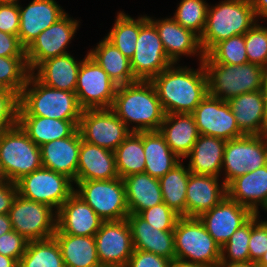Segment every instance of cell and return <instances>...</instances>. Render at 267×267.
Masks as SVG:
<instances>
[{"label": "cell", "instance_id": "23", "mask_svg": "<svg viewBox=\"0 0 267 267\" xmlns=\"http://www.w3.org/2000/svg\"><path fill=\"white\" fill-rule=\"evenodd\" d=\"M81 134L77 129L67 138L40 146L42 166L76 181Z\"/></svg>", "mask_w": 267, "mask_h": 267}, {"label": "cell", "instance_id": "8", "mask_svg": "<svg viewBox=\"0 0 267 267\" xmlns=\"http://www.w3.org/2000/svg\"><path fill=\"white\" fill-rule=\"evenodd\" d=\"M74 192L90 205L104 221L127 219L129 210L123 179L85 180L74 182Z\"/></svg>", "mask_w": 267, "mask_h": 267}, {"label": "cell", "instance_id": "34", "mask_svg": "<svg viewBox=\"0 0 267 267\" xmlns=\"http://www.w3.org/2000/svg\"><path fill=\"white\" fill-rule=\"evenodd\" d=\"M65 267H101L94 236L55 233Z\"/></svg>", "mask_w": 267, "mask_h": 267}, {"label": "cell", "instance_id": "36", "mask_svg": "<svg viewBox=\"0 0 267 267\" xmlns=\"http://www.w3.org/2000/svg\"><path fill=\"white\" fill-rule=\"evenodd\" d=\"M181 162L158 180L163 202L180 217H186V188L190 171Z\"/></svg>", "mask_w": 267, "mask_h": 267}, {"label": "cell", "instance_id": "45", "mask_svg": "<svg viewBox=\"0 0 267 267\" xmlns=\"http://www.w3.org/2000/svg\"><path fill=\"white\" fill-rule=\"evenodd\" d=\"M139 215L151 226L161 231H173L177 220L180 218L164 202L143 210Z\"/></svg>", "mask_w": 267, "mask_h": 267}, {"label": "cell", "instance_id": "21", "mask_svg": "<svg viewBox=\"0 0 267 267\" xmlns=\"http://www.w3.org/2000/svg\"><path fill=\"white\" fill-rule=\"evenodd\" d=\"M218 181L216 176L190 172L186 188V217L199 218L224 199L226 185Z\"/></svg>", "mask_w": 267, "mask_h": 267}, {"label": "cell", "instance_id": "2", "mask_svg": "<svg viewBox=\"0 0 267 267\" xmlns=\"http://www.w3.org/2000/svg\"><path fill=\"white\" fill-rule=\"evenodd\" d=\"M131 132L159 131L165 117L151 81L137 80L117 86L110 108ZM132 122L135 124L130 128Z\"/></svg>", "mask_w": 267, "mask_h": 267}, {"label": "cell", "instance_id": "29", "mask_svg": "<svg viewBox=\"0 0 267 267\" xmlns=\"http://www.w3.org/2000/svg\"><path fill=\"white\" fill-rule=\"evenodd\" d=\"M83 60L77 61L70 53L43 61L32 74L44 85L75 92L78 72Z\"/></svg>", "mask_w": 267, "mask_h": 267}, {"label": "cell", "instance_id": "4", "mask_svg": "<svg viewBox=\"0 0 267 267\" xmlns=\"http://www.w3.org/2000/svg\"><path fill=\"white\" fill-rule=\"evenodd\" d=\"M249 0H224L208 6L206 25L199 38L206 55L217 43L236 35H244L257 22Z\"/></svg>", "mask_w": 267, "mask_h": 267}, {"label": "cell", "instance_id": "46", "mask_svg": "<svg viewBox=\"0 0 267 267\" xmlns=\"http://www.w3.org/2000/svg\"><path fill=\"white\" fill-rule=\"evenodd\" d=\"M18 107L19 96L11 90L0 88V135L17 124Z\"/></svg>", "mask_w": 267, "mask_h": 267}, {"label": "cell", "instance_id": "20", "mask_svg": "<svg viewBox=\"0 0 267 267\" xmlns=\"http://www.w3.org/2000/svg\"><path fill=\"white\" fill-rule=\"evenodd\" d=\"M65 14L66 12L55 0H33L24 8L19 4L20 44L26 49L40 33Z\"/></svg>", "mask_w": 267, "mask_h": 267}, {"label": "cell", "instance_id": "48", "mask_svg": "<svg viewBox=\"0 0 267 267\" xmlns=\"http://www.w3.org/2000/svg\"><path fill=\"white\" fill-rule=\"evenodd\" d=\"M28 241L17 231H10L0 236V254L14 258L18 263L26 251Z\"/></svg>", "mask_w": 267, "mask_h": 267}, {"label": "cell", "instance_id": "13", "mask_svg": "<svg viewBox=\"0 0 267 267\" xmlns=\"http://www.w3.org/2000/svg\"><path fill=\"white\" fill-rule=\"evenodd\" d=\"M267 165V145L262 135H244L226 142L222 169L227 186L233 179Z\"/></svg>", "mask_w": 267, "mask_h": 267}, {"label": "cell", "instance_id": "47", "mask_svg": "<svg viewBox=\"0 0 267 267\" xmlns=\"http://www.w3.org/2000/svg\"><path fill=\"white\" fill-rule=\"evenodd\" d=\"M259 215L252 216V229L249 239L250 261L258 262L267 251V224L259 220Z\"/></svg>", "mask_w": 267, "mask_h": 267}, {"label": "cell", "instance_id": "12", "mask_svg": "<svg viewBox=\"0 0 267 267\" xmlns=\"http://www.w3.org/2000/svg\"><path fill=\"white\" fill-rule=\"evenodd\" d=\"M117 85L107 72L88 53L83 58L77 77L75 93L80 107L86 109H110Z\"/></svg>", "mask_w": 267, "mask_h": 267}, {"label": "cell", "instance_id": "27", "mask_svg": "<svg viewBox=\"0 0 267 267\" xmlns=\"http://www.w3.org/2000/svg\"><path fill=\"white\" fill-rule=\"evenodd\" d=\"M159 132L164 136L169 148L182 160L192 150L200 136L192 114H165Z\"/></svg>", "mask_w": 267, "mask_h": 267}, {"label": "cell", "instance_id": "60", "mask_svg": "<svg viewBox=\"0 0 267 267\" xmlns=\"http://www.w3.org/2000/svg\"><path fill=\"white\" fill-rule=\"evenodd\" d=\"M7 179H6V177H5V174H4V172H3V169H2V167H1V164H0V182H2V181H6Z\"/></svg>", "mask_w": 267, "mask_h": 267}, {"label": "cell", "instance_id": "5", "mask_svg": "<svg viewBox=\"0 0 267 267\" xmlns=\"http://www.w3.org/2000/svg\"><path fill=\"white\" fill-rule=\"evenodd\" d=\"M203 64L208 78V94L224 101L244 93L260 90L267 77V69L254 63L243 65Z\"/></svg>", "mask_w": 267, "mask_h": 267}, {"label": "cell", "instance_id": "25", "mask_svg": "<svg viewBox=\"0 0 267 267\" xmlns=\"http://www.w3.org/2000/svg\"><path fill=\"white\" fill-rule=\"evenodd\" d=\"M127 221L134 249L152 252L170 260L175 259L173 231H161L146 222L139 214H129Z\"/></svg>", "mask_w": 267, "mask_h": 267}, {"label": "cell", "instance_id": "38", "mask_svg": "<svg viewBox=\"0 0 267 267\" xmlns=\"http://www.w3.org/2000/svg\"><path fill=\"white\" fill-rule=\"evenodd\" d=\"M18 267H65L56 239L28 241Z\"/></svg>", "mask_w": 267, "mask_h": 267}, {"label": "cell", "instance_id": "43", "mask_svg": "<svg viewBox=\"0 0 267 267\" xmlns=\"http://www.w3.org/2000/svg\"><path fill=\"white\" fill-rule=\"evenodd\" d=\"M251 229L252 217L239 229H237L229 240L221 247L220 264H233L250 261L248 246Z\"/></svg>", "mask_w": 267, "mask_h": 267}, {"label": "cell", "instance_id": "35", "mask_svg": "<svg viewBox=\"0 0 267 267\" xmlns=\"http://www.w3.org/2000/svg\"><path fill=\"white\" fill-rule=\"evenodd\" d=\"M97 44L95 49L93 48L88 52V55L107 72L117 86L137 81L132 72L131 61L118 48L106 38Z\"/></svg>", "mask_w": 267, "mask_h": 267}, {"label": "cell", "instance_id": "26", "mask_svg": "<svg viewBox=\"0 0 267 267\" xmlns=\"http://www.w3.org/2000/svg\"><path fill=\"white\" fill-rule=\"evenodd\" d=\"M227 196L259 214L267 203V165L233 179L227 186Z\"/></svg>", "mask_w": 267, "mask_h": 267}, {"label": "cell", "instance_id": "42", "mask_svg": "<svg viewBox=\"0 0 267 267\" xmlns=\"http://www.w3.org/2000/svg\"><path fill=\"white\" fill-rule=\"evenodd\" d=\"M208 6L204 0H181L172 18L200 38L206 25Z\"/></svg>", "mask_w": 267, "mask_h": 267}, {"label": "cell", "instance_id": "58", "mask_svg": "<svg viewBox=\"0 0 267 267\" xmlns=\"http://www.w3.org/2000/svg\"><path fill=\"white\" fill-rule=\"evenodd\" d=\"M260 90L263 96L264 112L267 122V77L265 78L262 88Z\"/></svg>", "mask_w": 267, "mask_h": 267}, {"label": "cell", "instance_id": "28", "mask_svg": "<svg viewBox=\"0 0 267 267\" xmlns=\"http://www.w3.org/2000/svg\"><path fill=\"white\" fill-rule=\"evenodd\" d=\"M228 104L244 135H262L267 127L261 90L230 98Z\"/></svg>", "mask_w": 267, "mask_h": 267}, {"label": "cell", "instance_id": "41", "mask_svg": "<svg viewBox=\"0 0 267 267\" xmlns=\"http://www.w3.org/2000/svg\"><path fill=\"white\" fill-rule=\"evenodd\" d=\"M30 74L26 57H0V88L20 96Z\"/></svg>", "mask_w": 267, "mask_h": 267}, {"label": "cell", "instance_id": "1", "mask_svg": "<svg viewBox=\"0 0 267 267\" xmlns=\"http://www.w3.org/2000/svg\"><path fill=\"white\" fill-rule=\"evenodd\" d=\"M197 70L170 65L152 80L165 114H191L208 94V78L203 62Z\"/></svg>", "mask_w": 267, "mask_h": 267}, {"label": "cell", "instance_id": "52", "mask_svg": "<svg viewBox=\"0 0 267 267\" xmlns=\"http://www.w3.org/2000/svg\"><path fill=\"white\" fill-rule=\"evenodd\" d=\"M17 194L15 182H10L8 180L0 182V214L9 213Z\"/></svg>", "mask_w": 267, "mask_h": 267}, {"label": "cell", "instance_id": "55", "mask_svg": "<svg viewBox=\"0 0 267 267\" xmlns=\"http://www.w3.org/2000/svg\"><path fill=\"white\" fill-rule=\"evenodd\" d=\"M170 267H205V266L198 263H192L180 259H174L172 260Z\"/></svg>", "mask_w": 267, "mask_h": 267}, {"label": "cell", "instance_id": "10", "mask_svg": "<svg viewBox=\"0 0 267 267\" xmlns=\"http://www.w3.org/2000/svg\"><path fill=\"white\" fill-rule=\"evenodd\" d=\"M8 215L12 229L27 241L49 239L56 232V211L19 194L14 198Z\"/></svg>", "mask_w": 267, "mask_h": 267}, {"label": "cell", "instance_id": "53", "mask_svg": "<svg viewBox=\"0 0 267 267\" xmlns=\"http://www.w3.org/2000/svg\"><path fill=\"white\" fill-rule=\"evenodd\" d=\"M252 5L256 17H263L267 20V0H249Z\"/></svg>", "mask_w": 267, "mask_h": 267}, {"label": "cell", "instance_id": "57", "mask_svg": "<svg viewBox=\"0 0 267 267\" xmlns=\"http://www.w3.org/2000/svg\"><path fill=\"white\" fill-rule=\"evenodd\" d=\"M220 267H261L257 262H241L233 264H220Z\"/></svg>", "mask_w": 267, "mask_h": 267}, {"label": "cell", "instance_id": "37", "mask_svg": "<svg viewBox=\"0 0 267 267\" xmlns=\"http://www.w3.org/2000/svg\"><path fill=\"white\" fill-rule=\"evenodd\" d=\"M116 169L120 178L145 171L142 132H131L115 149Z\"/></svg>", "mask_w": 267, "mask_h": 267}, {"label": "cell", "instance_id": "63", "mask_svg": "<svg viewBox=\"0 0 267 267\" xmlns=\"http://www.w3.org/2000/svg\"><path fill=\"white\" fill-rule=\"evenodd\" d=\"M262 208L267 211V203ZM263 222L267 224V221L264 220Z\"/></svg>", "mask_w": 267, "mask_h": 267}, {"label": "cell", "instance_id": "64", "mask_svg": "<svg viewBox=\"0 0 267 267\" xmlns=\"http://www.w3.org/2000/svg\"><path fill=\"white\" fill-rule=\"evenodd\" d=\"M101 267H127L126 265H122V266H101Z\"/></svg>", "mask_w": 267, "mask_h": 267}, {"label": "cell", "instance_id": "24", "mask_svg": "<svg viewBox=\"0 0 267 267\" xmlns=\"http://www.w3.org/2000/svg\"><path fill=\"white\" fill-rule=\"evenodd\" d=\"M118 177L114 152L87 143L81 137L75 182L110 180Z\"/></svg>", "mask_w": 267, "mask_h": 267}, {"label": "cell", "instance_id": "62", "mask_svg": "<svg viewBox=\"0 0 267 267\" xmlns=\"http://www.w3.org/2000/svg\"><path fill=\"white\" fill-rule=\"evenodd\" d=\"M0 2L19 3L18 0H0Z\"/></svg>", "mask_w": 267, "mask_h": 267}, {"label": "cell", "instance_id": "51", "mask_svg": "<svg viewBox=\"0 0 267 267\" xmlns=\"http://www.w3.org/2000/svg\"><path fill=\"white\" fill-rule=\"evenodd\" d=\"M0 57H26L18 36L0 31Z\"/></svg>", "mask_w": 267, "mask_h": 267}, {"label": "cell", "instance_id": "31", "mask_svg": "<svg viewBox=\"0 0 267 267\" xmlns=\"http://www.w3.org/2000/svg\"><path fill=\"white\" fill-rule=\"evenodd\" d=\"M125 185L129 214H140L143 210L163 202L160 183L146 172L122 178Z\"/></svg>", "mask_w": 267, "mask_h": 267}, {"label": "cell", "instance_id": "61", "mask_svg": "<svg viewBox=\"0 0 267 267\" xmlns=\"http://www.w3.org/2000/svg\"><path fill=\"white\" fill-rule=\"evenodd\" d=\"M265 142H266V145H267V127L265 128V130L263 131V134H262Z\"/></svg>", "mask_w": 267, "mask_h": 267}, {"label": "cell", "instance_id": "32", "mask_svg": "<svg viewBox=\"0 0 267 267\" xmlns=\"http://www.w3.org/2000/svg\"><path fill=\"white\" fill-rule=\"evenodd\" d=\"M17 123L39 147L53 140L71 136L79 125V121L40 116H18Z\"/></svg>", "mask_w": 267, "mask_h": 267}, {"label": "cell", "instance_id": "33", "mask_svg": "<svg viewBox=\"0 0 267 267\" xmlns=\"http://www.w3.org/2000/svg\"><path fill=\"white\" fill-rule=\"evenodd\" d=\"M145 155V171L151 177L160 179L181 159L169 148L159 131L142 132Z\"/></svg>", "mask_w": 267, "mask_h": 267}, {"label": "cell", "instance_id": "9", "mask_svg": "<svg viewBox=\"0 0 267 267\" xmlns=\"http://www.w3.org/2000/svg\"><path fill=\"white\" fill-rule=\"evenodd\" d=\"M73 181L44 167L24 175L16 181L17 193L22 197L48 205L56 212L74 193Z\"/></svg>", "mask_w": 267, "mask_h": 267}, {"label": "cell", "instance_id": "11", "mask_svg": "<svg viewBox=\"0 0 267 267\" xmlns=\"http://www.w3.org/2000/svg\"><path fill=\"white\" fill-rule=\"evenodd\" d=\"M130 61L134 78L142 81H151L174 64L167 57L157 29L147 15L140 16V31Z\"/></svg>", "mask_w": 267, "mask_h": 267}, {"label": "cell", "instance_id": "49", "mask_svg": "<svg viewBox=\"0 0 267 267\" xmlns=\"http://www.w3.org/2000/svg\"><path fill=\"white\" fill-rule=\"evenodd\" d=\"M19 3L0 2V31L18 36Z\"/></svg>", "mask_w": 267, "mask_h": 267}, {"label": "cell", "instance_id": "40", "mask_svg": "<svg viewBox=\"0 0 267 267\" xmlns=\"http://www.w3.org/2000/svg\"><path fill=\"white\" fill-rule=\"evenodd\" d=\"M203 63L243 65L248 63L245 34L236 35L217 43L206 55Z\"/></svg>", "mask_w": 267, "mask_h": 267}, {"label": "cell", "instance_id": "15", "mask_svg": "<svg viewBox=\"0 0 267 267\" xmlns=\"http://www.w3.org/2000/svg\"><path fill=\"white\" fill-rule=\"evenodd\" d=\"M79 21L66 13L56 23L40 33L25 49L26 60L31 73L45 60L68 54L67 45L79 27Z\"/></svg>", "mask_w": 267, "mask_h": 267}, {"label": "cell", "instance_id": "7", "mask_svg": "<svg viewBox=\"0 0 267 267\" xmlns=\"http://www.w3.org/2000/svg\"><path fill=\"white\" fill-rule=\"evenodd\" d=\"M0 164L10 182L43 167L40 147L18 123L0 135Z\"/></svg>", "mask_w": 267, "mask_h": 267}, {"label": "cell", "instance_id": "14", "mask_svg": "<svg viewBox=\"0 0 267 267\" xmlns=\"http://www.w3.org/2000/svg\"><path fill=\"white\" fill-rule=\"evenodd\" d=\"M78 130L85 142L113 152L131 133L111 109L83 110Z\"/></svg>", "mask_w": 267, "mask_h": 267}, {"label": "cell", "instance_id": "39", "mask_svg": "<svg viewBox=\"0 0 267 267\" xmlns=\"http://www.w3.org/2000/svg\"><path fill=\"white\" fill-rule=\"evenodd\" d=\"M139 31L140 17L133 19L121 11L117 13L115 23L105 38L131 60L135 52Z\"/></svg>", "mask_w": 267, "mask_h": 267}, {"label": "cell", "instance_id": "22", "mask_svg": "<svg viewBox=\"0 0 267 267\" xmlns=\"http://www.w3.org/2000/svg\"><path fill=\"white\" fill-rule=\"evenodd\" d=\"M148 19L155 25L167 57L174 64L177 65L182 55L194 56L196 54L199 55V61H203L204 53L196 34L181 26L172 17L155 20L148 16Z\"/></svg>", "mask_w": 267, "mask_h": 267}, {"label": "cell", "instance_id": "3", "mask_svg": "<svg viewBox=\"0 0 267 267\" xmlns=\"http://www.w3.org/2000/svg\"><path fill=\"white\" fill-rule=\"evenodd\" d=\"M82 112L75 92L48 87L32 73L19 96L18 116L80 121Z\"/></svg>", "mask_w": 267, "mask_h": 267}, {"label": "cell", "instance_id": "50", "mask_svg": "<svg viewBox=\"0 0 267 267\" xmlns=\"http://www.w3.org/2000/svg\"><path fill=\"white\" fill-rule=\"evenodd\" d=\"M172 260L152 252L134 249L127 267H170Z\"/></svg>", "mask_w": 267, "mask_h": 267}, {"label": "cell", "instance_id": "59", "mask_svg": "<svg viewBox=\"0 0 267 267\" xmlns=\"http://www.w3.org/2000/svg\"><path fill=\"white\" fill-rule=\"evenodd\" d=\"M261 267H267V251L265 254L260 258V260L257 262Z\"/></svg>", "mask_w": 267, "mask_h": 267}, {"label": "cell", "instance_id": "16", "mask_svg": "<svg viewBox=\"0 0 267 267\" xmlns=\"http://www.w3.org/2000/svg\"><path fill=\"white\" fill-rule=\"evenodd\" d=\"M201 135L229 141L244 136L227 101L209 94L191 113Z\"/></svg>", "mask_w": 267, "mask_h": 267}, {"label": "cell", "instance_id": "54", "mask_svg": "<svg viewBox=\"0 0 267 267\" xmlns=\"http://www.w3.org/2000/svg\"><path fill=\"white\" fill-rule=\"evenodd\" d=\"M12 225L8 214H0V236L12 231Z\"/></svg>", "mask_w": 267, "mask_h": 267}, {"label": "cell", "instance_id": "30", "mask_svg": "<svg viewBox=\"0 0 267 267\" xmlns=\"http://www.w3.org/2000/svg\"><path fill=\"white\" fill-rule=\"evenodd\" d=\"M225 140L213 136L201 135L197 138L192 150L188 169L194 174L221 176Z\"/></svg>", "mask_w": 267, "mask_h": 267}, {"label": "cell", "instance_id": "17", "mask_svg": "<svg viewBox=\"0 0 267 267\" xmlns=\"http://www.w3.org/2000/svg\"><path fill=\"white\" fill-rule=\"evenodd\" d=\"M94 237L101 266L127 264L134 251L132 233L127 219L104 221Z\"/></svg>", "mask_w": 267, "mask_h": 267}, {"label": "cell", "instance_id": "6", "mask_svg": "<svg viewBox=\"0 0 267 267\" xmlns=\"http://www.w3.org/2000/svg\"><path fill=\"white\" fill-rule=\"evenodd\" d=\"M173 233L175 259L220 267L221 247L199 218L180 217Z\"/></svg>", "mask_w": 267, "mask_h": 267}, {"label": "cell", "instance_id": "44", "mask_svg": "<svg viewBox=\"0 0 267 267\" xmlns=\"http://www.w3.org/2000/svg\"><path fill=\"white\" fill-rule=\"evenodd\" d=\"M245 48L248 63L267 69V27L255 24L245 33Z\"/></svg>", "mask_w": 267, "mask_h": 267}, {"label": "cell", "instance_id": "18", "mask_svg": "<svg viewBox=\"0 0 267 267\" xmlns=\"http://www.w3.org/2000/svg\"><path fill=\"white\" fill-rule=\"evenodd\" d=\"M254 213L246 206L230 199H224L209 211L203 213L199 220L207 232L222 247L233 233L245 224Z\"/></svg>", "mask_w": 267, "mask_h": 267}, {"label": "cell", "instance_id": "19", "mask_svg": "<svg viewBox=\"0 0 267 267\" xmlns=\"http://www.w3.org/2000/svg\"><path fill=\"white\" fill-rule=\"evenodd\" d=\"M56 232L77 236H95L102 220L93 208L75 192L57 210Z\"/></svg>", "mask_w": 267, "mask_h": 267}, {"label": "cell", "instance_id": "56", "mask_svg": "<svg viewBox=\"0 0 267 267\" xmlns=\"http://www.w3.org/2000/svg\"><path fill=\"white\" fill-rule=\"evenodd\" d=\"M18 264L14 258L0 254V267H18Z\"/></svg>", "mask_w": 267, "mask_h": 267}]
</instances>
